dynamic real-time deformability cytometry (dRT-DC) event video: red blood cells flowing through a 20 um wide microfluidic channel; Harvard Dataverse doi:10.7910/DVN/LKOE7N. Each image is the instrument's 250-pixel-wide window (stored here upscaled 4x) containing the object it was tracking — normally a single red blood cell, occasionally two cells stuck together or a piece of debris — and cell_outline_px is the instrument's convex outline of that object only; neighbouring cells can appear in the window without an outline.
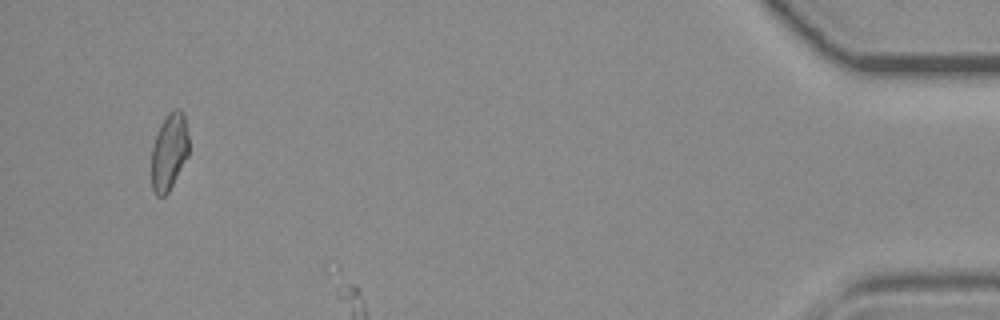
{"species": "common noctule bat (a hibernating species)", "species_latin": "Nyctalus noctula", "temperature_condition": "room temperature", "stored_images_in_passage": 43, "camera_frame_rate_fps": 3000, "um_per_image_px": 0.085, "animal": {"sex": "female", "body_mass_g": 19.3, "forearm_length_mm": 54.1}, "frame": {"image": 1, "passage_image": 40, "time_ms": 13.0, "image_size_px": [1000, 320], "cell_outline_px": [[188, 156], [168, 192], [164, 196], [156, 196], [152, 188], [152, 144], [160, 124], [168, 112], [172, 108], [180, 108], [184, 112], [188, 132]], "centroid_in_image_um": [14.38, 12.83], "position_along_channel_um": 420.8, "area_um2": 16.94}}